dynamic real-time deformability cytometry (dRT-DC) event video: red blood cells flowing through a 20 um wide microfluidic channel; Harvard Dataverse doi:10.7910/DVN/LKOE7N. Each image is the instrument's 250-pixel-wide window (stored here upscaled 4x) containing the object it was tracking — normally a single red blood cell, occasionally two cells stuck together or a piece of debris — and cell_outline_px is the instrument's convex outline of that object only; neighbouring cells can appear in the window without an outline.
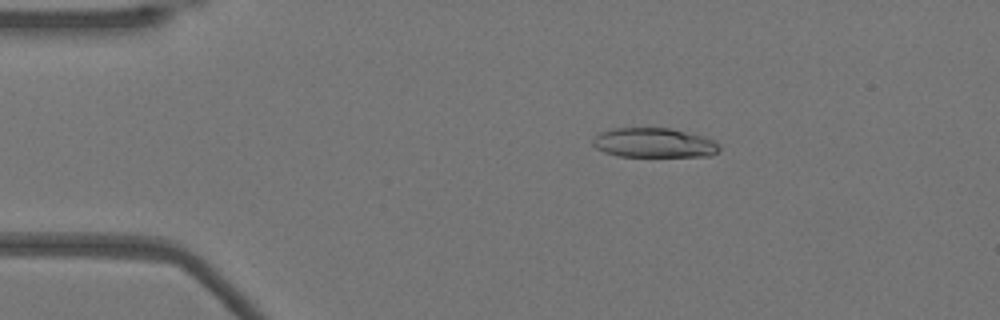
{"species": "Egyptian fruit bat (a non-hibernating species)", "species_latin": "Rousettus aegyptiacus", "temperature_condition": "warm", "stored_images_in_passage": 51, "camera_frame_rate_fps": 3000, "um_per_image_px": 0.085, "animal": {"sex": "female"}, "frame": {"image": 1, "passage_image": 9, "time_ms": 2.667, "image_size_px": [1000, 320], "cell_outline_px": [[720, 148], [712, 156], [616, 156], [604, 152], [596, 148], [592, 144], [592, 140], [600, 132], [612, 128], [668, 128], [704, 136], [716, 140], [720, 144]], "centroid_in_image_um": [55.6, 12.14], "position_along_channel_um": 29.4, "area_um2": 21.91}}
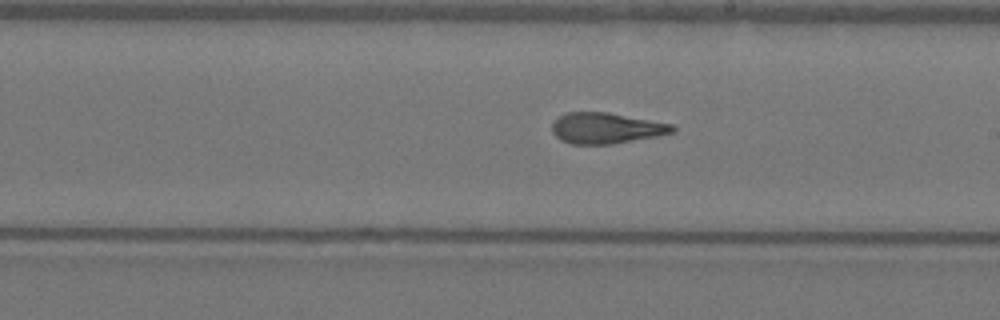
{"frame": {"image": 2, "passage_image": 29, "time_ms": 9.333, "image_size_px": [1000, 320], "cell_outline_px": [[676, 132], [656, 136], [612, 144], [568, 144], [560, 140], [552, 132], [552, 124], [560, 116], [568, 112], [608, 112], [672, 124], [676, 128]], "centroid_in_image_um": [51.52, 10.9], "position_along_channel_um": 237.5, "area_um2": 21.62}}
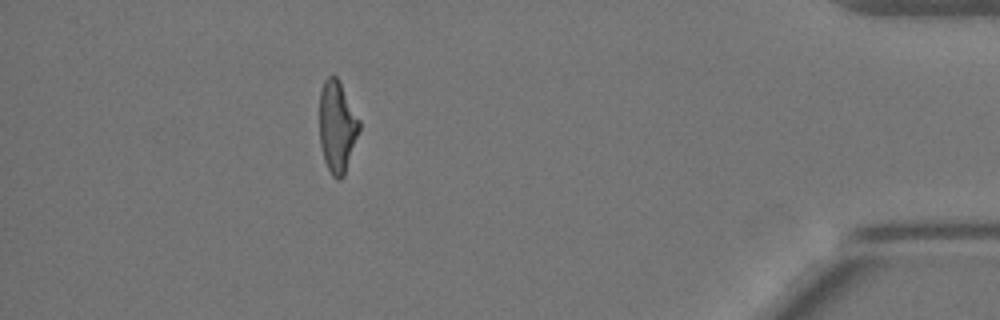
{"frame": {"image": 3, "passage_image": 46, "time_ms": 15.0, "image_size_px": [1000, 320], "cell_outline_px": [[360, 128], [344, 176], [340, 180], [336, 180], [332, 176], [324, 160], [320, 144], [320, 88], [324, 80], [328, 76], [336, 76], [340, 80], [360, 120]], "centroid_in_image_um": [28.66, 10.75], "position_along_channel_um": 406.5, "area_um2": 21.39}, "authors_computed_cell_mechanics": {"area_um2": 22.0796, "velocity_mm_per_s": 3.89, "shape_relaxation_time_tau1_ms": 5.5332, "shape_relaxation_time_tau2_ms": 1.5192, "deformation_change_tau1": 0.2346, "deformation_change_tau2": 0.1138}}